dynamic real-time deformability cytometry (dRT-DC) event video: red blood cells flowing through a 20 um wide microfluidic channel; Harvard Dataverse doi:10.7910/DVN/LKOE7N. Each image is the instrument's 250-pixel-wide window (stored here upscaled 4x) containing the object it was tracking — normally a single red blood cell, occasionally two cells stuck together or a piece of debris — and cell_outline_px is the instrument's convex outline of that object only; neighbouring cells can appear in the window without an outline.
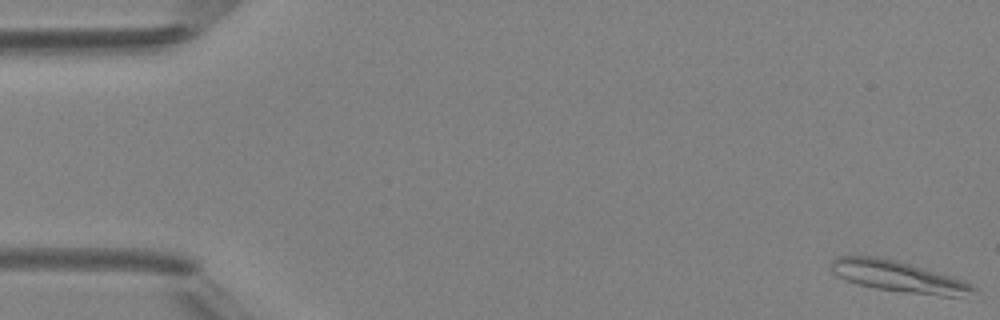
{"species": "Egyptian fruit bat (a non-hibernating species)", "species_latin": "Rousettus aegyptiacus", "temperature_condition": "room temperature", "stored_images_in_passage": 5, "camera_frame_rate_fps": 3000, "um_per_image_px": 0.085, "animal": {"sex": "female"}, "frame": {"image": 1, "passage_image": 1, "time_ms": 0.0, "image_size_px": [1000, 320], "cell_outline_px": [[976, 288], [956, 296], [940, 296], [876, 288], [856, 284], [832, 272], [828, 268], [832, 260], [836, 256], [880, 256], [912, 264], [968, 280]], "centroid_in_image_um": [76.32, 23.46], "position_along_channel_um": 8.7, "area_um2": 25.72}}